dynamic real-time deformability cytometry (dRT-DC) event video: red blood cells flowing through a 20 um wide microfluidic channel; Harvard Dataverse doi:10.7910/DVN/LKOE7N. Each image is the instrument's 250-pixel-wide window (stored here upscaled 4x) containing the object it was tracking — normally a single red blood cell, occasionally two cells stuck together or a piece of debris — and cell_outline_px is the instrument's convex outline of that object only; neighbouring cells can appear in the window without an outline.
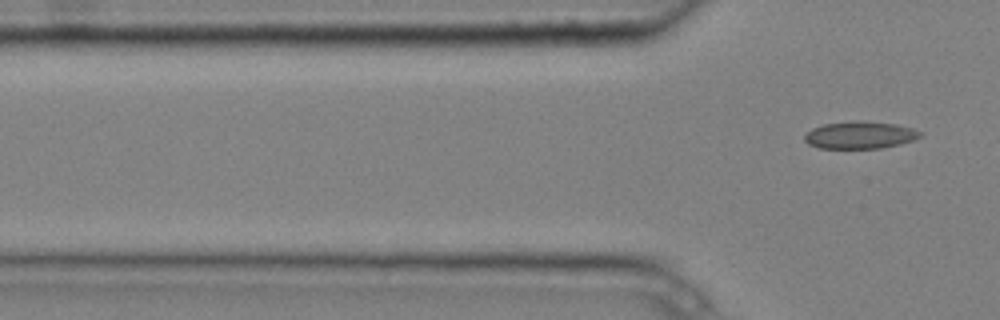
{"species": "common noctule bat (a hibernating species)", "species_latin": "Nyctalus noctula", "temperature_condition": "cold", "stored_images_in_passage": 6, "camera_frame_rate_fps": 3000, "um_per_image_px": 0.085, "animal": {"sex": "male", "body_mass_g": 20.4}, "frame": {"image": 1, "passage_image": 6, "time_ms": 1.667, "image_size_px": [1000, 320], "cell_outline_px": [[924, 136], [900, 144], [880, 148], [816, 148], [808, 144], [804, 140], [804, 136], [812, 128], [824, 124], [852, 120], [856, 120], [896, 124], [912, 128], [924, 132]], "centroid_in_image_um": [73.11, 11.47], "position_along_channel_um": 52.7, "area_um2": 18.55}}